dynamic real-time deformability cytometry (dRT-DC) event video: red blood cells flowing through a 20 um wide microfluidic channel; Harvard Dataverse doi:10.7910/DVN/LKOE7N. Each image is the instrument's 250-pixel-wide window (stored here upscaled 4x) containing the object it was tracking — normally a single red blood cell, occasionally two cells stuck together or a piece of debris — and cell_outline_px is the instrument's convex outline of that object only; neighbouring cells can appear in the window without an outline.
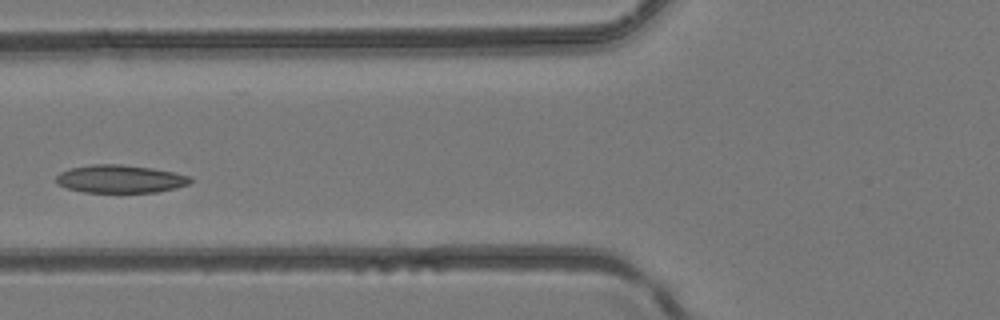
{"species": "common noctule bat (a hibernating species)", "species_latin": "Nyctalus noctula", "temperature_condition": "room temperature", "stored_images_in_passage": 3, "camera_frame_rate_fps": 3000, "um_per_image_px": 0.085, "animal": {"sex": "female", "body_mass_g": 24.6, "forearm_length_mm": 56.2}, "frame": {"image": 1, "passage_image": 3, "time_ms": 0.667, "image_size_px": [1000, 320], "cell_outline_px": [[192, 180], [188, 184], [176, 188], [156, 192], [84, 192], [68, 188], [56, 184], [56, 176], [60, 172], [68, 168], [92, 164], [120, 164], [152, 168], [172, 172], [188, 176]], "centroid_in_image_um": [10.17, 15.2], "position_along_channel_um": 115.6, "area_um2": 21.79}}